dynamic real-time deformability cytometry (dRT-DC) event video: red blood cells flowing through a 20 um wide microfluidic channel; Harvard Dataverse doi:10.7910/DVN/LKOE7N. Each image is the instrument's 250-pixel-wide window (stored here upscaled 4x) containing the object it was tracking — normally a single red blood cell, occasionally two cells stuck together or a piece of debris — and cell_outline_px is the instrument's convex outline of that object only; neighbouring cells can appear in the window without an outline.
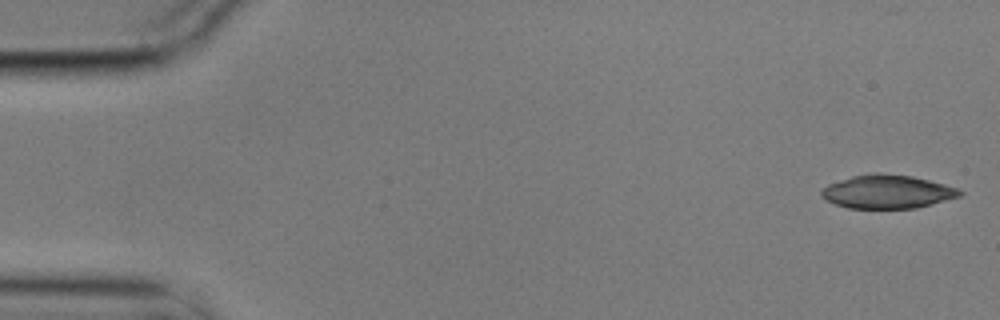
{"species": "common noctule bat (a hibernating species)", "species_latin": "Nyctalus noctula", "temperature_condition": "cold", "stored_images_in_passage": 7, "camera_frame_rate_fps": 3000, "um_per_image_px": 0.085, "animal": {"sex": "male", "body_mass_g": 17.9}, "frame": {"image": 1, "passage_image": 1, "time_ms": 0.0, "image_size_px": [1000, 320], "cell_outline_px": [[964, 192], [960, 196], [932, 204], [916, 208], [848, 208], [824, 200], [820, 196], [820, 192], [828, 184], [852, 176], [872, 172], [880, 172], [912, 176], [944, 184], [956, 188]], "centroid_in_image_um": [75.39, 16.29], "position_along_channel_um": 9.6, "area_um2": 27.05}}
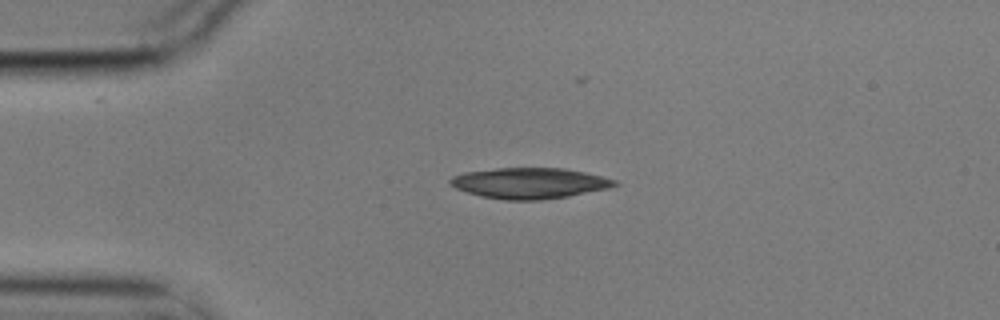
{"frame": {"image": 2, "passage_image": 4, "time_ms": 1.0, "image_size_px": [1000, 320], "cell_outline_px": [[620, 184], [608, 188], [568, 196], [540, 200], [504, 200], [480, 196], [456, 188], [448, 180], [452, 176], [464, 172], [496, 168], [564, 168], [584, 172], [616, 180]], "centroid_in_image_um": [45.0, 15.56], "position_along_channel_um": 40.0, "area_um2": 29.36}}